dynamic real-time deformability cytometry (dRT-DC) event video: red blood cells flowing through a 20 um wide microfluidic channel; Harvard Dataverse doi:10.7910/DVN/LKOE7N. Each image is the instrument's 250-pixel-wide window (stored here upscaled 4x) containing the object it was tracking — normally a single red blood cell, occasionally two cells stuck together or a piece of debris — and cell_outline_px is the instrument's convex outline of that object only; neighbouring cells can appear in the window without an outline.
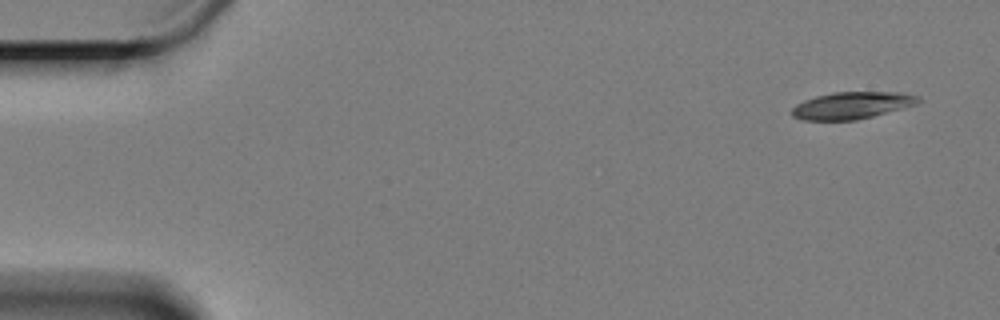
{"species": "Egyptian fruit bat (a non-hibernating species)", "species_latin": "Rousettus aegyptiacus", "temperature_condition": "cold", "stored_images_in_passage": 57, "camera_frame_rate_fps": 3000, "um_per_image_px": 0.085, "animal": {"sex": "female"}, "frame": {"image": 1, "passage_image": 1, "time_ms": 0.0, "image_size_px": [1000, 320], "cell_outline_px": [[924, 100], [916, 104], [872, 116], [856, 120], [804, 120], [792, 116], [792, 108], [796, 104], [804, 100], [816, 96], [832, 92], [900, 92], [920, 96]], "centroid_in_image_um": [72.43, 8.95], "position_along_channel_um": 12.6, "area_um2": 19.88}}
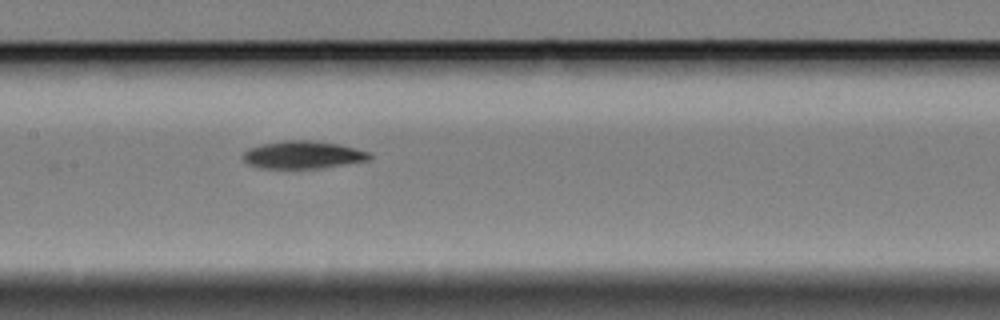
{"frame": {"image": 2, "passage_image": 27, "time_ms": 8.667, "image_size_px": [1000, 320], "cell_outline_px": [[372, 160], [324, 168], [260, 168], [248, 164], [240, 156], [248, 148], [264, 144], [284, 140], [312, 140], [340, 144], [372, 152]], "centroid_in_image_um": [25.81, 13.16], "position_along_channel_um": 181.6, "area_um2": 20.75}}
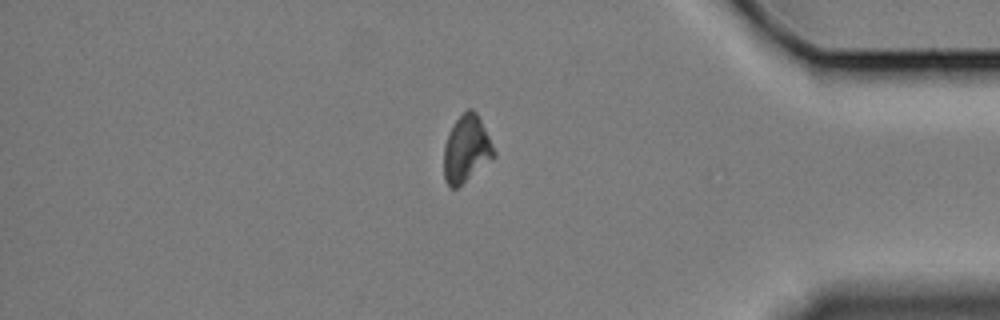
{"frame": {"image": 3, "passage_image": 49, "time_ms": 16.0, "image_size_px": [1000, 320], "cell_outline_px": [[496, 156], [456, 188], [448, 188], [444, 180], [444, 144], [448, 132], [456, 120], [468, 108], [472, 108], [476, 112], [496, 152]], "centroid_in_image_um": [39.62, 12.68], "position_along_channel_um": 395.6, "area_um2": 19.36}}